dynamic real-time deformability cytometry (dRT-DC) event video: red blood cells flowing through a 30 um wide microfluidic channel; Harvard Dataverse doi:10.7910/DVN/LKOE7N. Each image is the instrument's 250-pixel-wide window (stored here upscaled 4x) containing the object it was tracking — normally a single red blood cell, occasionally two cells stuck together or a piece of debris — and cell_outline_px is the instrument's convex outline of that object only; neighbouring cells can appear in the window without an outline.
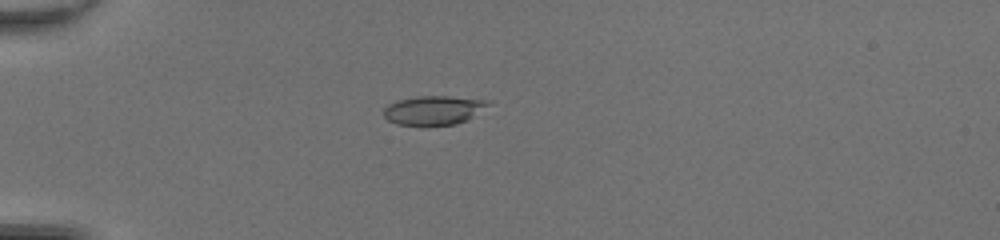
{"species": "common noctule bat (a hibernating species)", "species_latin": "Nyctalus noctula", "temperature_condition": "room temperature", "stored_images_in_passage": 38, "camera_frame_rate_fps": 3000, "um_per_image_px": 0.085, "animal": {"sex": "female", "body_mass_g": 20.0, "forearm_length_mm": 54.0}, "frame": {"image": 1, "passage_image": 4, "time_ms": 1.0, "image_size_px": [1000, 240], "cell_outline_px": [[492, 104], [468, 120], [456, 124], [428, 128], [424, 128], [396, 124], [388, 120], [384, 116], [384, 108], [388, 104], [396, 100], [416, 96], [448, 96], [492, 100]], "centroid_in_image_um": [36.88, 9.4], "position_along_channel_um": 48.1, "area_um2": 18.67}}
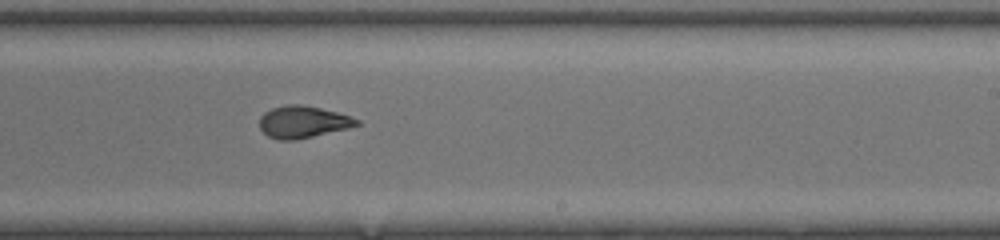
{"frame": {"image": 2, "passage_image": 21, "time_ms": 6.667, "image_size_px": [1000, 240], "cell_outline_px": [[360, 124], [348, 128], [296, 140], [280, 140], [268, 136], [260, 128], [260, 116], [264, 112], [272, 108], [288, 104], [300, 104], [320, 108], [336, 112], [360, 120]], "centroid_in_image_um": [25.73, 10.36], "position_along_channel_um": 263.3, "area_um2": 17.98}}
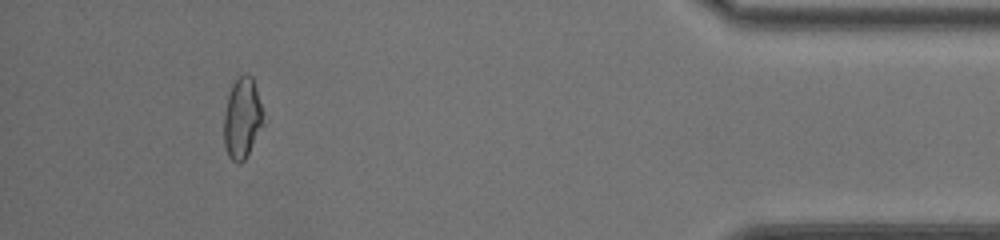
{"frame": {"image": 3, "passage_image": 35, "time_ms": 11.333, "image_size_px": [1000, 240], "cell_outline_px": [[264, 124], [244, 160], [240, 164], [236, 164], [228, 156], [224, 144], [224, 112], [228, 96], [232, 84], [240, 76], [252, 76], [256, 88], [260, 104]], "centroid_in_image_um": [20.57, 10.1], "position_along_channel_um": 414.6, "area_um2": 18.26}, "authors_computed_cell_mechanics": {"area_um2": 18.2937, "velocity_mm_per_s": 4.3338, "shape_relaxation_time_tau1_ms": 4.4471, "shape_relaxation_time_tau2_ms": 1.0597, "deformation_change_tau1": 0.2088, "deformation_change_tau2": 0.076}}